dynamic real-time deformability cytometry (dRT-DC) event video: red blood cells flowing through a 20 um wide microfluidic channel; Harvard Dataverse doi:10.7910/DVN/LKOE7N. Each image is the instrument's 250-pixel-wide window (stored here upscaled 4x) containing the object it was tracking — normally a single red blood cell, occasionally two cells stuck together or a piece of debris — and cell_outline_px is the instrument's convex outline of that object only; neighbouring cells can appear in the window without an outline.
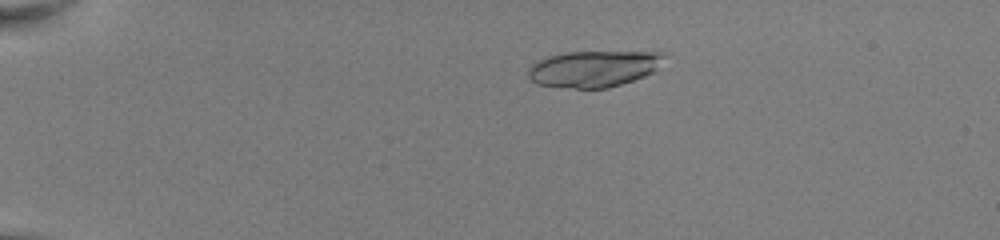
{"species": "common noctule bat (a hibernating species)", "species_latin": "Nyctalus noctula", "temperature_condition": "room temperature", "stored_images_in_passage": 46, "camera_frame_rate_fps": 3000, "um_per_image_px": 0.085, "animal": {"sex": "female", "body_mass_g": 22.0, "forearm_length_mm": 56.7}, "frame": {"image": 1, "passage_image": 6, "time_ms": 1.667, "image_size_px": [1000, 240], "cell_outline_px": [[668, 56], [652, 72], [644, 76], [608, 88], [576, 88], [536, 84], [528, 76], [528, 68], [536, 60], [548, 56], [568, 52], [664, 52]], "centroid_in_image_um": [50.46, 5.83], "position_along_channel_um": 34.5, "area_um2": 28.67}}